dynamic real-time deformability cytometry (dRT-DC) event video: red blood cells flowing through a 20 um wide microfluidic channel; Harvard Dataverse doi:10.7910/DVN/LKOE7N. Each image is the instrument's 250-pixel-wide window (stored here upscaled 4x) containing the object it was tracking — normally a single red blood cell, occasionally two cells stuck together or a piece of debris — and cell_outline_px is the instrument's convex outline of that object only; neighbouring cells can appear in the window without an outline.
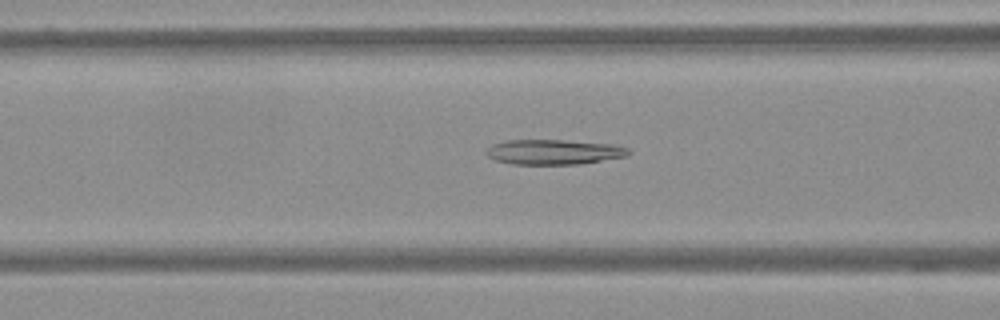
{"species": "Egyptian fruit bat (a non-hibernating species)", "species_latin": "Rousettus aegyptiacus", "temperature_condition": "warm", "stored_images_in_passage": 61, "camera_frame_rate_fps": 3000, "um_per_image_px": 0.085, "frame": {"image": 1, "passage_image": 25, "time_ms": 8.0, "image_size_px": [1000, 320], "cell_outline_px": [[632, 152], [628, 156], [580, 164], [512, 164], [496, 160], [488, 156], [484, 152], [492, 144], [508, 140], [564, 140], [612, 144], [628, 148]], "centroid_in_image_um": [47.09, 12.92], "position_along_channel_um": 119.5, "area_um2": 20.75}}
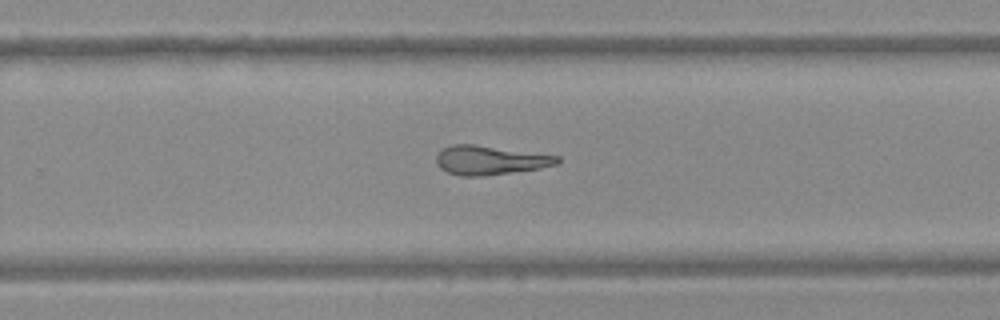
{"frame": {"image": 2, "passage_image": 40, "time_ms": 13.0, "image_size_px": [1000, 320], "cell_outline_px": [[560, 160], [556, 164], [536, 168], [480, 176], [460, 176], [448, 172], [440, 168], [436, 160], [436, 156], [444, 148], [452, 144], [472, 144], [560, 156]], "centroid_in_image_um": [41.61, 13.61], "position_along_channel_um": 288.2, "area_um2": 19.94}}
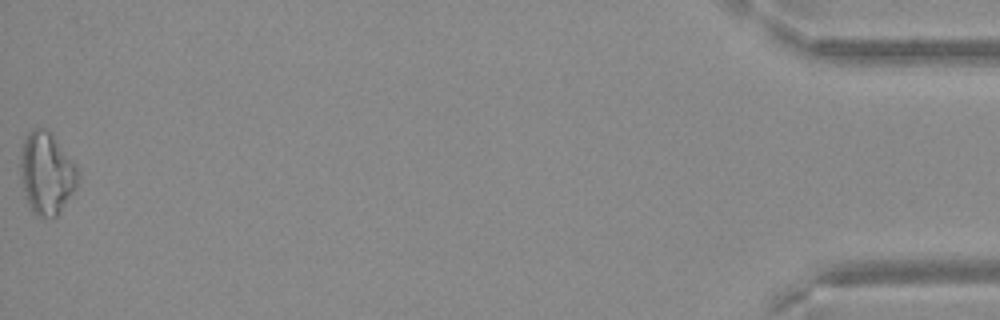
{"frame": {"image": 3, "passage_image": 61, "time_ms": 20.0, "image_size_px": [1000, 320], "cell_outline_px": [[76, 184], [72, 192], [56, 216], [40, 216], [32, 212], [24, 188], [20, 168], [20, 164], [24, 140], [28, 132], [32, 128], [44, 128], [52, 136], [76, 164]], "centroid_in_image_um": [3.94, 14.7], "position_along_channel_um": 431.3, "area_um2": 26.24}}